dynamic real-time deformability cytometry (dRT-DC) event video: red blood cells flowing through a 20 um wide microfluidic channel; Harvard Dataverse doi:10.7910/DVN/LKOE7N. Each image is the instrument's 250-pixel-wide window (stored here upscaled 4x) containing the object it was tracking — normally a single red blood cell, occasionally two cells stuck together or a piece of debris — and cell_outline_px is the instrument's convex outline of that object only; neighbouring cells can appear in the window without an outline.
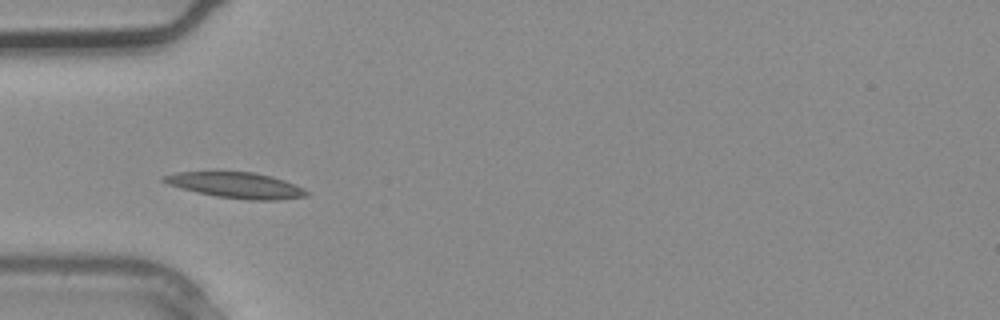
{"species": "common noctule bat (a hibernating species)", "species_latin": "Nyctalus noctula", "temperature_condition": "warm", "stored_images_in_passage": 2, "camera_frame_rate_fps": 3000, "um_per_image_px": 0.085, "animal": {"sex": "male", "body_mass_g": 20.4}, "frame": {"image": 1, "passage_image": 2, "time_ms": 0.333, "image_size_px": [1000, 320], "cell_outline_px": [[308, 196], [276, 200], [248, 200], [216, 196], [168, 184], [160, 180], [164, 176], [176, 172], [252, 172], [272, 176], [284, 180], [304, 188], [308, 192]], "centroid_in_image_um": [20.12, 15.74], "position_along_channel_um": 64.9, "area_um2": 21.1}}